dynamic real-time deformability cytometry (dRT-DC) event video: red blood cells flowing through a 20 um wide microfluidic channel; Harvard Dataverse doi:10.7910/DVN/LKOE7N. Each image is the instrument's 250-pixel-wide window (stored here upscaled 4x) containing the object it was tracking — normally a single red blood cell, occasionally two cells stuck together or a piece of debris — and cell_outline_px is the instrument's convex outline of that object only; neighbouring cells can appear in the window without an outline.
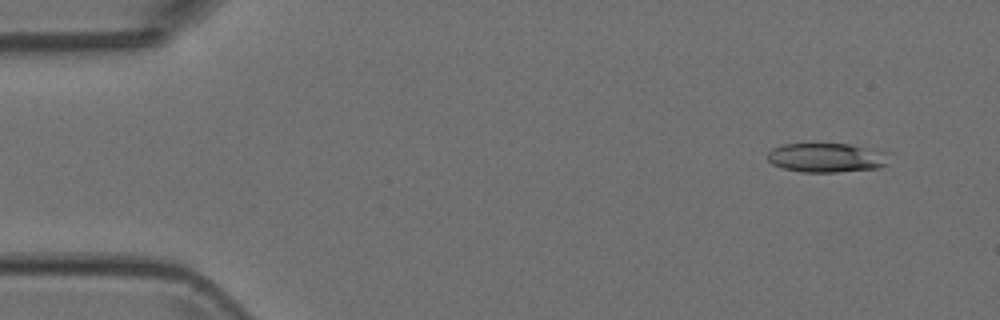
{"species": "Egyptian fruit bat (a non-hibernating species)", "species_latin": "Rousettus aegyptiacus", "temperature_condition": "room temperature", "stored_images_in_passage": 6, "camera_frame_rate_fps": 3000, "um_per_image_px": 0.085, "animal": {"sex": "female"}, "frame": {"image": 1, "passage_image": 2, "time_ms": 0.333, "image_size_px": [1000, 320], "cell_outline_px": [[888, 164], [880, 168], [836, 172], [804, 172], [784, 168], [772, 164], [768, 160], [768, 152], [772, 148], [784, 144], [848, 144], [864, 148]], "centroid_in_image_um": [70.02, 13.42], "position_along_channel_um": 15.0, "area_um2": 19.54}}
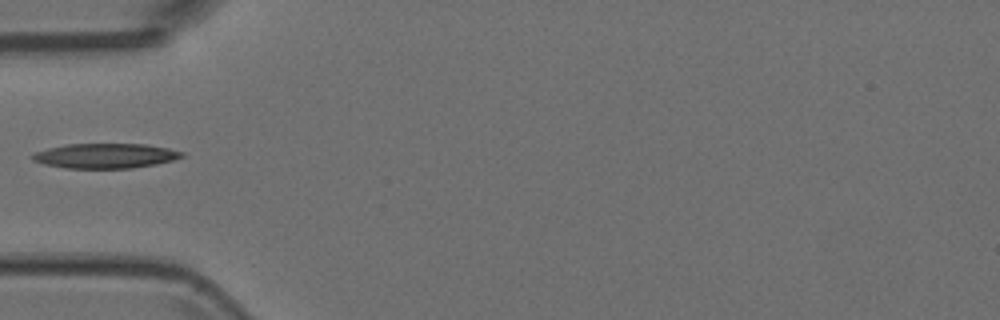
{"frame": {"image": 2, "passage_image": 5, "time_ms": 1.333, "image_size_px": [1000, 320], "cell_outline_px": [[184, 156], [172, 160], [156, 164], [132, 168], [68, 168], [44, 164], [32, 160], [28, 156], [36, 152], [48, 148], [68, 144], [144, 144], [168, 148], [184, 152]], "centroid_in_image_um": [8.94, 13.24], "position_along_channel_um": 76.1, "area_um2": 21.56}}
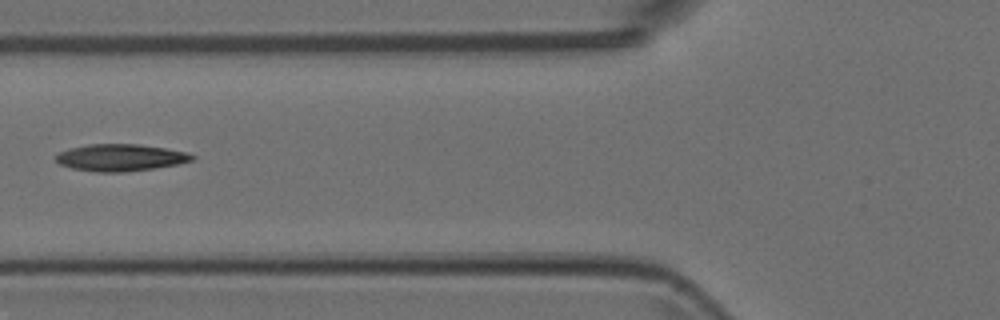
{"frame": {"image": 3, "passage_image": 6, "time_ms": 1.667, "image_size_px": [1000, 320], "cell_outline_px": [[196, 156], [192, 160], [176, 164], [152, 168], [124, 172], [96, 172], [72, 168], [60, 164], [56, 160], [56, 156], [60, 152], [68, 148], [88, 144], [140, 144], [164, 148], [184, 152]], "centroid_in_image_um": [10.19, 13.39], "position_along_channel_um": 115.6, "area_um2": 21.15}}